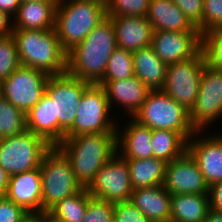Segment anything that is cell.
<instances>
[{"instance_id": "7bdbcfd3", "label": "cell", "mask_w": 222, "mask_h": 222, "mask_svg": "<svg viewBox=\"0 0 222 222\" xmlns=\"http://www.w3.org/2000/svg\"><path fill=\"white\" fill-rule=\"evenodd\" d=\"M22 222H49V212L29 213Z\"/></svg>"}, {"instance_id": "2e32d148", "label": "cell", "mask_w": 222, "mask_h": 222, "mask_svg": "<svg viewBox=\"0 0 222 222\" xmlns=\"http://www.w3.org/2000/svg\"><path fill=\"white\" fill-rule=\"evenodd\" d=\"M151 46L156 55L171 65L194 57L201 49L199 32L153 31Z\"/></svg>"}, {"instance_id": "277c9868", "label": "cell", "mask_w": 222, "mask_h": 222, "mask_svg": "<svg viewBox=\"0 0 222 222\" xmlns=\"http://www.w3.org/2000/svg\"><path fill=\"white\" fill-rule=\"evenodd\" d=\"M106 17V0H58L54 29L62 48L69 52Z\"/></svg>"}, {"instance_id": "f6af8a7d", "label": "cell", "mask_w": 222, "mask_h": 222, "mask_svg": "<svg viewBox=\"0 0 222 222\" xmlns=\"http://www.w3.org/2000/svg\"><path fill=\"white\" fill-rule=\"evenodd\" d=\"M204 222H222V212L210 209Z\"/></svg>"}, {"instance_id": "30bf717a", "label": "cell", "mask_w": 222, "mask_h": 222, "mask_svg": "<svg viewBox=\"0 0 222 222\" xmlns=\"http://www.w3.org/2000/svg\"><path fill=\"white\" fill-rule=\"evenodd\" d=\"M204 66L205 58L201 50L188 60L167 65L161 90L190 112L197 99Z\"/></svg>"}, {"instance_id": "e575fe53", "label": "cell", "mask_w": 222, "mask_h": 222, "mask_svg": "<svg viewBox=\"0 0 222 222\" xmlns=\"http://www.w3.org/2000/svg\"><path fill=\"white\" fill-rule=\"evenodd\" d=\"M115 204L91 197L82 222H112Z\"/></svg>"}, {"instance_id": "6da1fadb", "label": "cell", "mask_w": 222, "mask_h": 222, "mask_svg": "<svg viewBox=\"0 0 222 222\" xmlns=\"http://www.w3.org/2000/svg\"><path fill=\"white\" fill-rule=\"evenodd\" d=\"M116 48L114 26L107 16L81 43L67 52L66 72L89 84H98Z\"/></svg>"}, {"instance_id": "c3c4849f", "label": "cell", "mask_w": 222, "mask_h": 222, "mask_svg": "<svg viewBox=\"0 0 222 222\" xmlns=\"http://www.w3.org/2000/svg\"><path fill=\"white\" fill-rule=\"evenodd\" d=\"M112 222H120L119 220H117L115 217L113 218Z\"/></svg>"}, {"instance_id": "d4e9b609", "label": "cell", "mask_w": 222, "mask_h": 222, "mask_svg": "<svg viewBox=\"0 0 222 222\" xmlns=\"http://www.w3.org/2000/svg\"><path fill=\"white\" fill-rule=\"evenodd\" d=\"M134 75L150 91L161 90L165 83L167 65L156 55L152 46L132 52Z\"/></svg>"}, {"instance_id": "52a82bcc", "label": "cell", "mask_w": 222, "mask_h": 222, "mask_svg": "<svg viewBox=\"0 0 222 222\" xmlns=\"http://www.w3.org/2000/svg\"><path fill=\"white\" fill-rule=\"evenodd\" d=\"M111 112L107 96L99 84H90L83 93L72 127L65 137L82 134L117 133V122Z\"/></svg>"}, {"instance_id": "836d02e7", "label": "cell", "mask_w": 222, "mask_h": 222, "mask_svg": "<svg viewBox=\"0 0 222 222\" xmlns=\"http://www.w3.org/2000/svg\"><path fill=\"white\" fill-rule=\"evenodd\" d=\"M150 0H106L107 16H146Z\"/></svg>"}, {"instance_id": "9c48e42d", "label": "cell", "mask_w": 222, "mask_h": 222, "mask_svg": "<svg viewBox=\"0 0 222 222\" xmlns=\"http://www.w3.org/2000/svg\"><path fill=\"white\" fill-rule=\"evenodd\" d=\"M90 84L69 73L49 76L45 93L51 98L54 119L59 123V143L72 127L84 90Z\"/></svg>"}, {"instance_id": "44dd1931", "label": "cell", "mask_w": 222, "mask_h": 222, "mask_svg": "<svg viewBox=\"0 0 222 222\" xmlns=\"http://www.w3.org/2000/svg\"><path fill=\"white\" fill-rule=\"evenodd\" d=\"M58 0H28L20 2L13 17V28L24 30H50L55 26Z\"/></svg>"}, {"instance_id": "7c38bea8", "label": "cell", "mask_w": 222, "mask_h": 222, "mask_svg": "<svg viewBox=\"0 0 222 222\" xmlns=\"http://www.w3.org/2000/svg\"><path fill=\"white\" fill-rule=\"evenodd\" d=\"M222 117V70L202 69L199 91L189 119L196 131H205Z\"/></svg>"}, {"instance_id": "7a4b0ae2", "label": "cell", "mask_w": 222, "mask_h": 222, "mask_svg": "<svg viewBox=\"0 0 222 222\" xmlns=\"http://www.w3.org/2000/svg\"><path fill=\"white\" fill-rule=\"evenodd\" d=\"M56 147L68 159L77 181L87 188L99 169L117 153V133L65 137Z\"/></svg>"}, {"instance_id": "ee69618b", "label": "cell", "mask_w": 222, "mask_h": 222, "mask_svg": "<svg viewBox=\"0 0 222 222\" xmlns=\"http://www.w3.org/2000/svg\"><path fill=\"white\" fill-rule=\"evenodd\" d=\"M9 178V174L0 166V198L4 197L6 193Z\"/></svg>"}, {"instance_id": "4fadbf2b", "label": "cell", "mask_w": 222, "mask_h": 222, "mask_svg": "<svg viewBox=\"0 0 222 222\" xmlns=\"http://www.w3.org/2000/svg\"><path fill=\"white\" fill-rule=\"evenodd\" d=\"M48 79L43 71L21 65L2 80V96L26 113L45 94Z\"/></svg>"}, {"instance_id": "484cf974", "label": "cell", "mask_w": 222, "mask_h": 222, "mask_svg": "<svg viewBox=\"0 0 222 222\" xmlns=\"http://www.w3.org/2000/svg\"><path fill=\"white\" fill-rule=\"evenodd\" d=\"M209 210V195H171L170 222H204Z\"/></svg>"}, {"instance_id": "f1b7e54d", "label": "cell", "mask_w": 222, "mask_h": 222, "mask_svg": "<svg viewBox=\"0 0 222 222\" xmlns=\"http://www.w3.org/2000/svg\"><path fill=\"white\" fill-rule=\"evenodd\" d=\"M90 198L87 188L83 187L74 195L59 201L48 212L63 222H82Z\"/></svg>"}, {"instance_id": "bcb514c9", "label": "cell", "mask_w": 222, "mask_h": 222, "mask_svg": "<svg viewBox=\"0 0 222 222\" xmlns=\"http://www.w3.org/2000/svg\"><path fill=\"white\" fill-rule=\"evenodd\" d=\"M49 222H63V221L58 220L57 218L53 217V216L49 213Z\"/></svg>"}, {"instance_id": "3957f363", "label": "cell", "mask_w": 222, "mask_h": 222, "mask_svg": "<svg viewBox=\"0 0 222 222\" xmlns=\"http://www.w3.org/2000/svg\"><path fill=\"white\" fill-rule=\"evenodd\" d=\"M22 66L43 71L48 76L66 73L67 52L62 48L55 29H13Z\"/></svg>"}, {"instance_id": "83f0119b", "label": "cell", "mask_w": 222, "mask_h": 222, "mask_svg": "<svg viewBox=\"0 0 222 222\" xmlns=\"http://www.w3.org/2000/svg\"><path fill=\"white\" fill-rule=\"evenodd\" d=\"M151 138L153 157L166 163L182 156L187 151V140L178 132L153 129Z\"/></svg>"}, {"instance_id": "d6a6232c", "label": "cell", "mask_w": 222, "mask_h": 222, "mask_svg": "<svg viewBox=\"0 0 222 222\" xmlns=\"http://www.w3.org/2000/svg\"><path fill=\"white\" fill-rule=\"evenodd\" d=\"M19 66H21L12 35L0 38V80L8 78Z\"/></svg>"}, {"instance_id": "e0dca14e", "label": "cell", "mask_w": 222, "mask_h": 222, "mask_svg": "<svg viewBox=\"0 0 222 222\" xmlns=\"http://www.w3.org/2000/svg\"><path fill=\"white\" fill-rule=\"evenodd\" d=\"M98 84L105 91L110 109L113 110L119 104L117 107L124 108L123 111L129 118H133L141 109L146 96L150 92V89L135 75L123 80L100 81Z\"/></svg>"}, {"instance_id": "8d00e7d4", "label": "cell", "mask_w": 222, "mask_h": 222, "mask_svg": "<svg viewBox=\"0 0 222 222\" xmlns=\"http://www.w3.org/2000/svg\"><path fill=\"white\" fill-rule=\"evenodd\" d=\"M190 22L199 30L203 26L204 0H172Z\"/></svg>"}, {"instance_id": "74e56055", "label": "cell", "mask_w": 222, "mask_h": 222, "mask_svg": "<svg viewBox=\"0 0 222 222\" xmlns=\"http://www.w3.org/2000/svg\"><path fill=\"white\" fill-rule=\"evenodd\" d=\"M114 217L120 222H150L130 201L115 203Z\"/></svg>"}, {"instance_id": "60d3db41", "label": "cell", "mask_w": 222, "mask_h": 222, "mask_svg": "<svg viewBox=\"0 0 222 222\" xmlns=\"http://www.w3.org/2000/svg\"><path fill=\"white\" fill-rule=\"evenodd\" d=\"M8 13L0 10V38L12 35L13 18Z\"/></svg>"}, {"instance_id": "f35d334b", "label": "cell", "mask_w": 222, "mask_h": 222, "mask_svg": "<svg viewBox=\"0 0 222 222\" xmlns=\"http://www.w3.org/2000/svg\"><path fill=\"white\" fill-rule=\"evenodd\" d=\"M29 214L22 206L15 204L5 196L0 198V222H22Z\"/></svg>"}, {"instance_id": "603a6c76", "label": "cell", "mask_w": 222, "mask_h": 222, "mask_svg": "<svg viewBox=\"0 0 222 222\" xmlns=\"http://www.w3.org/2000/svg\"><path fill=\"white\" fill-rule=\"evenodd\" d=\"M146 18L154 31L199 32L172 0H150Z\"/></svg>"}, {"instance_id": "cb8c5ba5", "label": "cell", "mask_w": 222, "mask_h": 222, "mask_svg": "<svg viewBox=\"0 0 222 222\" xmlns=\"http://www.w3.org/2000/svg\"><path fill=\"white\" fill-rule=\"evenodd\" d=\"M26 129L45 139L51 146L59 144V123L54 119L53 102L45 93L26 113Z\"/></svg>"}, {"instance_id": "8992f818", "label": "cell", "mask_w": 222, "mask_h": 222, "mask_svg": "<svg viewBox=\"0 0 222 222\" xmlns=\"http://www.w3.org/2000/svg\"><path fill=\"white\" fill-rule=\"evenodd\" d=\"M40 174L42 212H48L59 201L83 188L77 181L68 159L56 146H52L42 158Z\"/></svg>"}, {"instance_id": "9a60e30c", "label": "cell", "mask_w": 222, "mask_h": 222, "mask_svg": "<svg viewBox=\"0 0 222 222\" xmlns=\"http://www.w3.org/2000/svg\"><path fill=\"white\" fill-rule=\"evenodd\" d=\"M163 186L171 195H209V186L195 160L187 151L182 156L167 163Z\"/></svg>"}, {"instance_id": "d590c367", "label": "cell", "mask_w": 222, "mask_h": 222, "mask_svg": "<svg viewBox=\"0 0 222 222\" xmlns=\"http://www.w3.org/2000/svg\"><path fill=\"white\" fill-rule=\"evenodd\" d=\"M219 28H222V0H204L203 26L199 33Z\"/></svg>"}, {"instance_id": "1f68e13d", "label": "cell", "mask_w": 222, "mask_h": 222, "mask_svg": "<svg viewBox=\"0 0 222 222\" xmlns=\"http://www.w3.org/2000/svg\"><path fill=\"white\" fill-rule=\"evenodd\" d=\"M200 50L205 58V65L222 70V28L202 33Z\"/></svg>"}, {"instance_id": "8fae6325", "label": "cell", "mask_w": 222, "mask_h": 222, "mask_svg": "<svg viewBox=\"0 0 222 222\" xmlns=\"http://www.w3.org/2000/svg\"><path fill=\"white\" fill-rule=\"evenodd\" d=\"M91 197L111 203L130 201L132 185L127 160L116 153L87 187Z\"/></svg>"}, {"instance_id": "4316f807", "label": "cell", "mask_w": 222, "mask_h": 222, "mask_svg": "<svg viewBox=\"0 0 222 222\" xmlns=\"http://www.w3.org/2000/svg\"><path fill=\"white\" fill-rule=\"evenodd\" d=\"M126 160L133 189L149 188L164 184L167 166L165 161L155 157Z\"/></svg>"}, {"instance_id": "5bb4252c", "label": "cell", "mask_w": 222, "mask_h": 222, "mask_svg": "<svg viewBox=\"0 0 222 222\" xmlns=\"http://www.w3.org/2000/svg\"><path fill=\"white\" fill-rule=\"evenodd\" d=\"M196 131L187 141V152L195 160L205 182L211 185L222 181V133ZM199 135V136H198Z\"/></svg>"}, {"instance_id": "d6986e66", "label": "cell", "mask_w": 222, "mask_h": 222, "mask_svg": "<svg viewBox=\"0 0 222 222\" xmlns=\"http://www.w3.org/2000/svg\"><path fill=\"white\" fill-rule=\"evenodd\" d=\"M112 19L117 47L136 51L151 45L153 28L146 16H108Z\"/></svg>"}, {"instance_id": "b9f144b4", "label": "cell", "mask_w": 222, "mask_h": 222, "mask_svg": "<svg viewBox=\"0 0 222 222\" xmlns=\"http://www.w3.org/2000/svg\"><path fill=\"white\" fill-rule=\"evenodd\" d=\"M19 6V0H0V10L8 13L12 18L17 14Z\"/></svg>"}, {"instance_id": "f546056e", "label": "cell", "mask_w": 222, "mask_h": 222, "mask_svg": "<svg viewBox=\"0 0 222 222\" xmlns=\"http://www.w3.org/2000/svg\"><path fill=\"white\" fill-rule=\"evenodd\" d=\"M25 112L12 105L5 97H0V139L25 132Z\"/></svg>"}, {"instance_id": "ac0fdd59", "label": "cell", "mask_w": 222, "mask_h": 222, "mask_svg": "<svg viewBox=\"0 0 222 222\" xmlns=\"http://www.w3.org/2000/svg\"><path fill=\"white\" fill-rule=\"evenodd\" d=\"M29 213L42 212V183L40 167L10 176L4 195Z\"/></svg>"}, {"instance_id": "ba28073f", "label": "cell", "mask_w": 222, "mask_h": 222, "mask_svg": "<svg viewBox=\"0 0 222 222\" xmlns=\"http://www.w3.org/2000/svg\"><path fill=\"white\" fill-rule=\"evenodd\" d=\"M51 147L45 139L28 130L0 139V166L9 176L39 168Z\"/></svg>"}, {"instance_id": "5b68a950", "label": "cell", "mask_w": 222, "mask_h": 222, "mask_svg": "<svg viewBox=\"0 0 222 222\" xmlns=\"http://www.w3.org/2000/svg\"><path fill=\"white\" fill-rule=\"evenodd\" d=\"M133 119L151 130L163 129L178 132L187 141L196 132L190 122L189 111L162 90L150 91Z\"/></svg>"}, {"instance_id": "7402d4cb", "label": "cell", "mask_w": 222, "mask_h": 222, "mask_svg": "<svg viewBox=\"0 0 222 222\" xmlns=\"http://www.w3.org/2000/svg\"><path fill=\"white\" fill-rule=\"evenodd\" d=\"M130 202L133 203L150 222H170L171 194L163 185L133 189Z\"/></svg>"}, {"instance_id": "4dcf8cb0", "label": "cell", "mask_w": 222, "mask_h": 222, "mask_svg": "<svg viewBox=\"0 0 222 222\" xmlns=\"http://www.w3.org/2000/svg\"><path fill=\"white\" fill-rule=\"evenodd\" d=\"M132 52L116 48L108 60L101 81L123 80L134 76Z\"/></svg>"}, {"instance_id": "ab89813d", "label": "cell", "mask_w": 222, "mask_h": 222, "mask_svg": "<svg viewBox=\"0 0 222 222\" xmlns=\"http://www.w3.org/2000/svg\"><path fill=\"white\" fill-rule=\"evenodd\" d=\"M210 209L222 212V181L209 187Z\"/></svg>"}, {"instance_id": "ffe728a7", "label": "cell", "mask_w": 222, "mask_h": 222, "mask_svg": "<svg viewBox=\"0 0 222 222\" xmlns=\"http://www.w3.org/2000/svg\"><path fill=\"white\" fill-rule=\"evenodd\" d=\"M123 128L117 121V153L124 159H146L153 157L152 130L133 118Z\"/></svg>"}, {"instance_id": "7dc6e473", "label": "cell", "mask_w": 222, "mask_h": 222, "mask_svg": "<svg viewBox=\"0 0 222 222\" xmlns=\"http://www.w3.org/2000/svg\"><path fill=\"white\" fill-rule=\"evenodd\" d=\"M2 96V80H0V97Z\"/></svg>"}]
</instances>
